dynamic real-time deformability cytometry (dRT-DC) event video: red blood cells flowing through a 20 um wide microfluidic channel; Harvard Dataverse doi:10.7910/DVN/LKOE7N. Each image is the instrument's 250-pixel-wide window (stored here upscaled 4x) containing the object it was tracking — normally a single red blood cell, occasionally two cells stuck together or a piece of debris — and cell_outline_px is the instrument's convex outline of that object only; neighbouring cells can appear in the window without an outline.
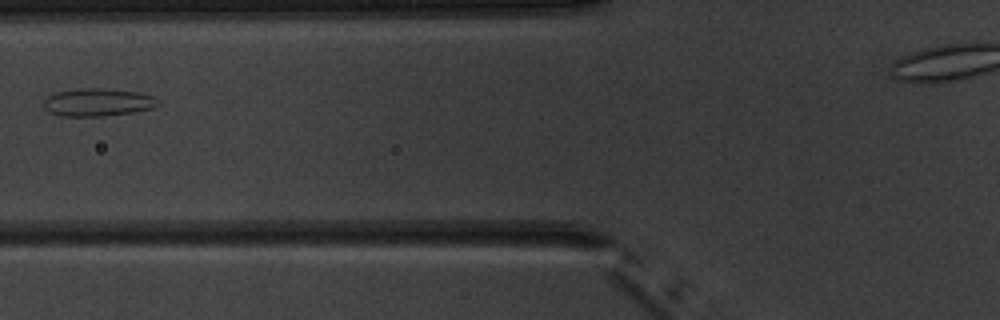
{"species": "common noctule bat (a hibernating species)", "species_latin": "Nyctalus noctula", "temperature_condition": "warm", "stored_images_in_passage": 2, "camera_frame_rate_fps": 3000, "um_per_image_px": 0.085, "animal": {"sex": "male", "body_mass_g": 20.1, "forearm_length_mm": 53.5}, "frame": {"image": 1, "passage_image": 2, "time_ms": 1.0, "image_size_px": [1000, 320], "cell_outline_px": [[160, 104], [156, 108], [132, 112], [100, 116], [60, 116], [48, 112], [44, 108], [44, 100], [48, 96], [56, 92], [80, 88], [104, 88], [140, 92], [156, 96], [160, 100]], "centroid_in_image_um": [8.37, 8.69], "position_along_channel_um": 117.4, "area_um2": 18.84}}